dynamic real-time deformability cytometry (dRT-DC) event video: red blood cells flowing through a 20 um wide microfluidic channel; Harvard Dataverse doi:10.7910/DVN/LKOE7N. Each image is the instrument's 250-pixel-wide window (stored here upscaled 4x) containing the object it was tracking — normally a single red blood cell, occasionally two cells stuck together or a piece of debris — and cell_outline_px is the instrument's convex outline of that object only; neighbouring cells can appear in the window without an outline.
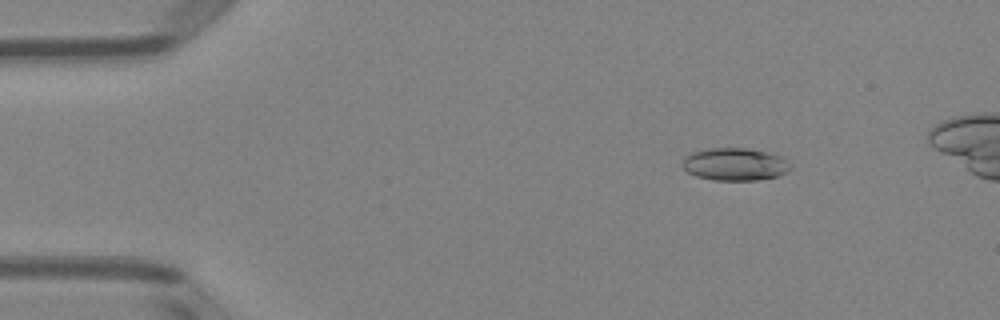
{"species": "Egyptian fruit bat (a non-hibernating species)", "species_latin": "Rousettus aegyptiacus", "temperature_condition": "room temperature", "stored_images_in_passage": 49, "camera_frame_rate_fps": 3000, "um_per_image_px": 0.085, "animal": {"sex": "female"}, "frame": {"image": 1, "passage_image": 8, "time_ms": 2.333, "image_size_px": [1000, 320], "cell_outline_px": [[792, 168], [788, 172], [776, 176], [756, 180], [712, 180], [696, 176], [688, 172], [680, 164], [684, 156], [692, 152], [708, 148], [748, 148], [768, 152], [780, 156], [792, 164]], "centroid_in_image_um": [62.46, 13.95], "position_along_channel_um": 22.5, "area_um2": 20.75}}
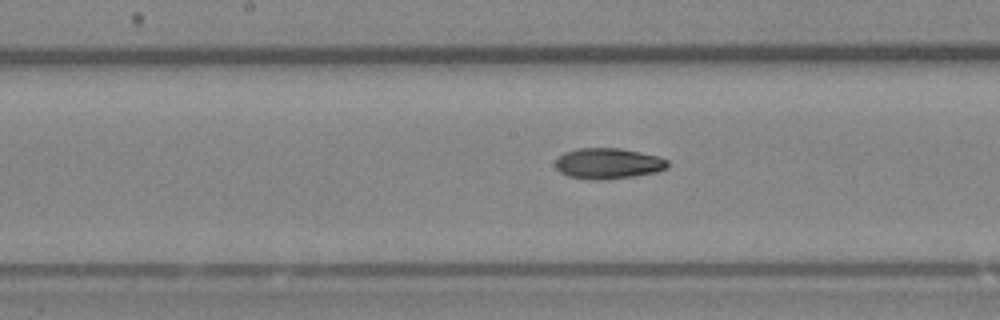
{"frame": {"image": 2, "passage_image": 27, "time_ms": 8.667, "image_size_px": [1000, 320], "cell_outline_px": [[668, 168], [656, 172], [636, 176], [600, 180], [596, 180], [568, 176], [560, 172], [556, 168], [556, 160], [564, 152], [580, 148], [620, 148], [660, 156], [668, 160]], "centroid_in_image_um": [51.73, 13.89], "position_along_channel_um": 196.5, "area_um2": 20.17}}
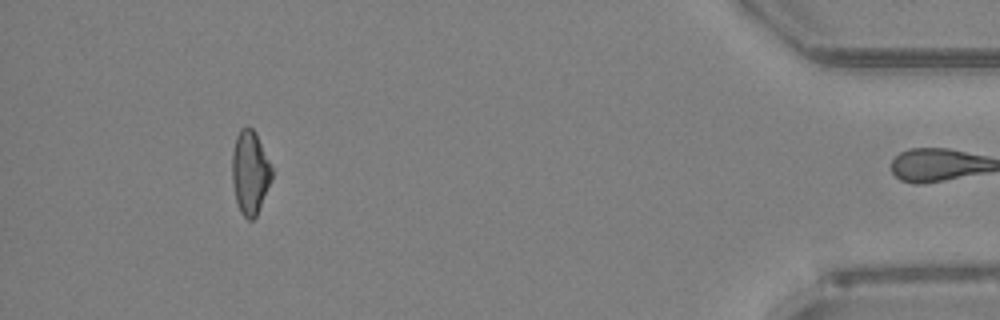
{"frame": {"image": 3, "passage_image": 48, "time_ms": 15.667, "image_size_px": [1000, 320], "cell_outline_px": [[272, 180], [256, 216], [252, 220], [248, 220], [240, 212], [236, 200], [232, 184], [232, 152], [236, 136], [240, 128], [252, 128], [256, 132], [272, 168]], "centroid_in_image_um": [21.25, 14.66], "position_along_channel_um": 414.0, "area_um2": 19.36}, "authors_computed_cell_mechanics": {"area_um2": 20.0566, "velocity_mm_per_s": 4.0018, "shape_relaxation_time_tau1_ms": 3.8684, "shape_relaxation_time_tau2_ms": 5.6594, "deformation_change_tau1": 0.1571, "deformation_change_tau2": 0.131}}